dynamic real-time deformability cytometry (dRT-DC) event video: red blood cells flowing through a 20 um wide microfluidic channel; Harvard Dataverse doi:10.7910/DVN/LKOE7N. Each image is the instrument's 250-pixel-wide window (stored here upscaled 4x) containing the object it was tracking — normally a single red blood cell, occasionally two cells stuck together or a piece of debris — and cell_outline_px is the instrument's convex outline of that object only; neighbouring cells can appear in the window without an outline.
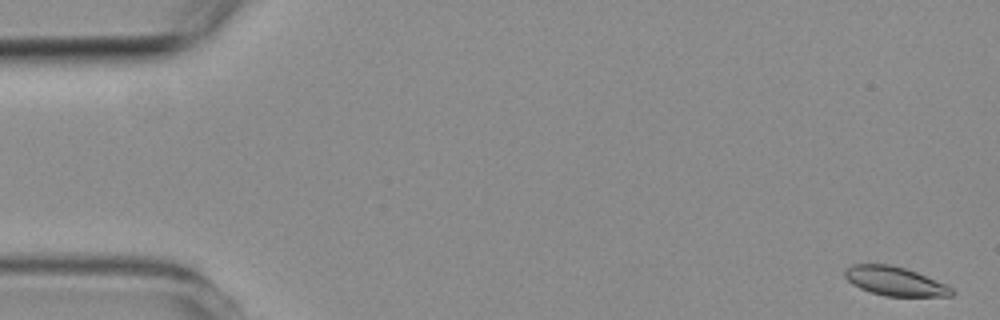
{"species": "common noctule bat (a hibernating species)", "species_latin": "Nyctalus noctula", "temperature_condition": "room temperature", "stored_images_in_passage": 4, "camera_frame_rate_fps": 3000, "um_per_image_px": 0.085, "animal": {"sex": "female", "body_mass_g": 19.3, "forearm_length_mm": 54.1}, "frame": {"image": 1, "passage_image": 1, "time_ms": 0.0, "image_size_px": [1000, 320], "cell_outline_px": [[956, 292], [952, 296], [884, 296], [860, 288], [852, 284], [844, 276], [844, 272], [852, 264], [888, 264], [904, 268], [916, 272], [944, 284], [952, 288]], "centroid_in_image_um": [76.06, 23.91], "position_along_channel_um": 8.9, "area_um2": 17.8}}
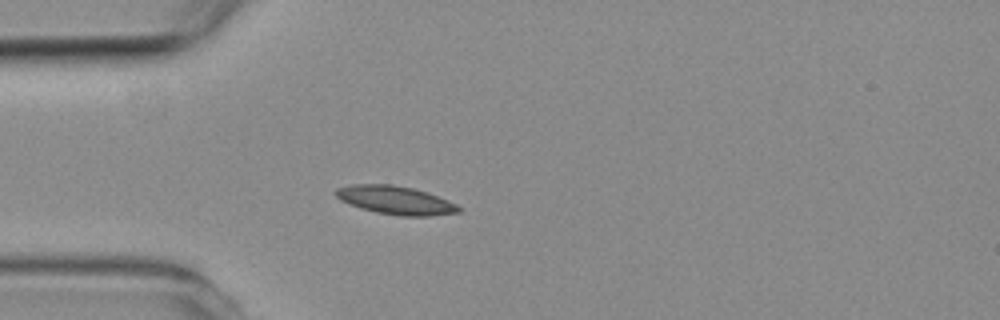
{"frame": {"image": 2, "passage_image": 4, "time_ms": 4.333, "image_size_px": [1000, 320], "cell_outline_px": [[460, 212], [432, 216], [400, 216], [376, 212], [360, 208], [348, 204], [340, 200], [332, 192], [336, 188], [352, 184], [392, 184], [412, 188], [428, 192], [448, 200], [456, 204], [460, 208]], "centroid_in_image_um": [33.58, 17.01], "position_along_channel_um": 51.4, "area_um2": 20.52}}